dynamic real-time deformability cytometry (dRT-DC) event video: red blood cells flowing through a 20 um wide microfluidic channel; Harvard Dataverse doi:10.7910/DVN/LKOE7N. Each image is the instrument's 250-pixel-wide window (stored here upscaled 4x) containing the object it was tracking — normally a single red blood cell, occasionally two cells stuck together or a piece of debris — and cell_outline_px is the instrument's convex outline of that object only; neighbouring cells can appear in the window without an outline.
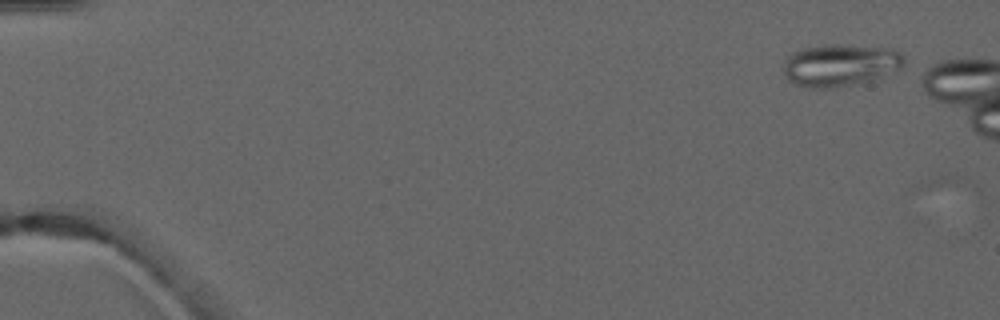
{"species": "common noctule bat (a hibernating species)", "species_latin": "Nyctalus noctula", "temperature_condition": "warm", "stored_images_in_passage": 2, "camera_frame_rate_fps": 3000, "um_per_image_px": 0.085, "animal": {"sex": "male", "forearm_length_mm": 52.5}, "frame": {"image": 1, "passage_image": 1, "time_ms": 0.0, "image_size_px": [1000, 320], "cell_outline_px": [[904, 68], [876, 80], [832, 88], [812, 88], [796, 84], [788, 80], [784, 76], [784, 60], [792, 52], [804, 48], [824, 44], [840, 44], [892, 48], [900, 52], [904, 56]], "centroid_in_image_um": [71.46, 5.53], "position_along_channel_um": 13.5, "area_um2": 30.29}}